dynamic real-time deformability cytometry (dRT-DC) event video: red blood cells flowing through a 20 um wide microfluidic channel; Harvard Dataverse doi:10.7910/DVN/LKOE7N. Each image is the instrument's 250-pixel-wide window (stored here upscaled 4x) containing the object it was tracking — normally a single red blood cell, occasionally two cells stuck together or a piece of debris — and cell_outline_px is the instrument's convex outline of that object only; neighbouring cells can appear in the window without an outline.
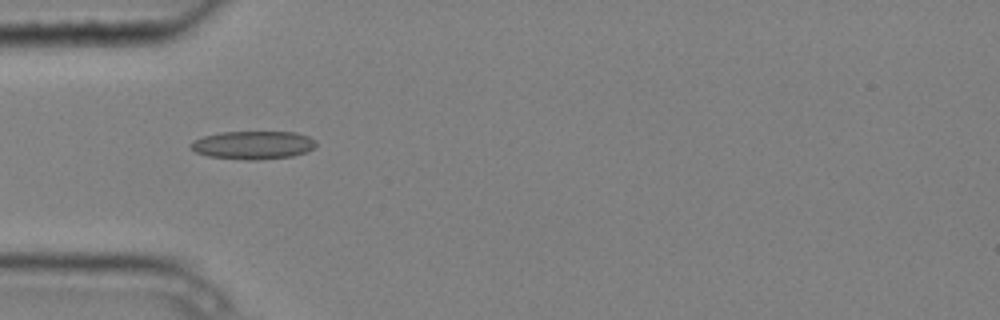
{"species": "common noctule bat (a hibernating species)", "species_latin": "Nyctalus noctula", "temperature_condition": "cold", "stored_images_in_passage": 12, "camera_frame_rate_fps": 3000, "um_per_image_px": 0.085, "animal": {"sex": "male", "body_mass_g": 20.4}, "frame": {"image": 1, "passage_image": 3, "time_ms": 0.667, "image_size_px": [1000, 320], "cell_outline_px": [[316, 144], [308, 152], [292, 156], [256, 160], [244, 160], [208, 156], [196, 152], [188, 144], [192, 140], [204, 136], [220, 132], [296, 132], [308, 136], [316, 140]], "centroid_in_image_um": [21.51, 12.33], "position_along_channel_um": 63.5, "area_um2": 20.69}}
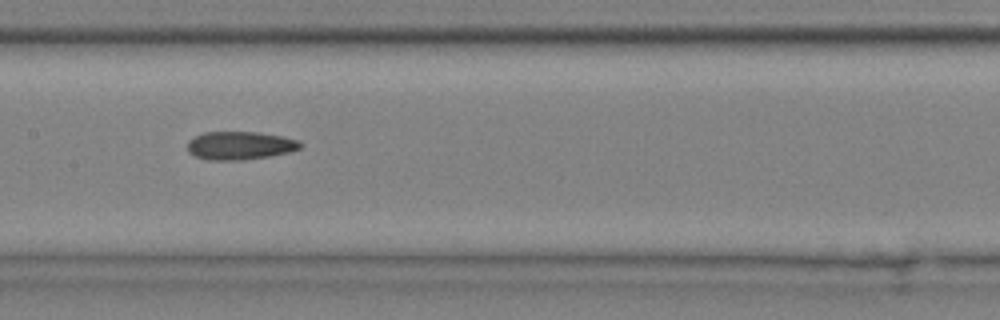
{"frame": {"image": 2, "passage_image": 6, "time_ms": 1.667, "image_size_px": [1000, 320], "cell_outline_px": [[304, 144], [300, 148], [292, 152], [244, 160], [208, 160], [196, 156], [188, 152], [188, 140], [192, 136], [204, 132], [260, 132], [300, 140]], "centroid_in_image_um": [20.41, 12.37], "position_along_channel_um": 187.0, "area_um2": 18.79}}
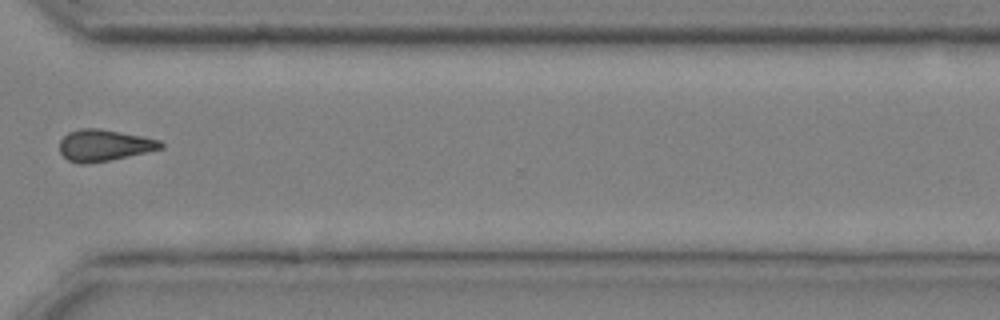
{"frame": {"image": 3, "passage_image": 10, "time_ms": 3.0, "image_size_px": [1000, 320], "cell_outline_px": [[164, 148], [108, 160], [88, 164], [80, 164], [68, 160], [60, 152], [60, 140], [68, 132], [80, 128], [100, 128], [160, 140], [164, 144]], "centroid_in_image_um": [8.82, 12.34], "position_along_channel_um": 361.8, "area_um2": 18.44}}